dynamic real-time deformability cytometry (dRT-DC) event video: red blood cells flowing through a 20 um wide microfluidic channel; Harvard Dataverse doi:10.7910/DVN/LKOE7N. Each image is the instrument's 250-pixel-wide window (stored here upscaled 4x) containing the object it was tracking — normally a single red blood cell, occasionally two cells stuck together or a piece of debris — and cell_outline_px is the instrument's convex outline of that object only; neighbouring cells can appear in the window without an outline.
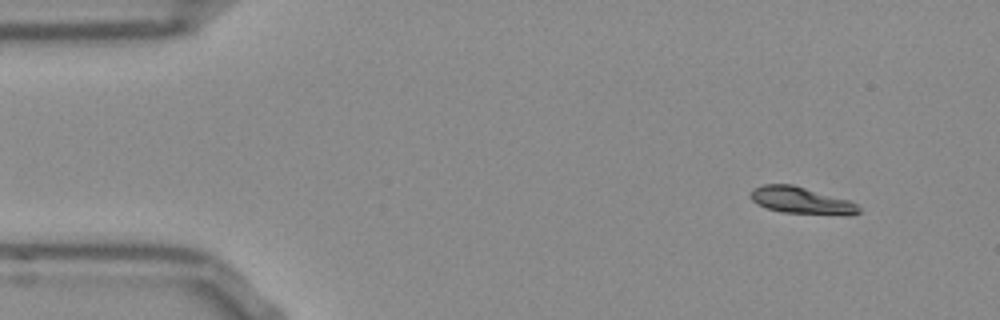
{"species": "Egyptian fruit bat (a non-hibernating species)", "species_latin": "Rousettus aegyptiacus", "temperature_condition": "room temperature", "stored_images_in_passage": 50, "segment_of_instrument_passage": [1, 2], "camera_frame_rate_fps": 3000, "um_per_image_px": 0.085, "frame": {"image": 1, "passage_image": 1, "time_ms": 0.0, "image_size_px": [1000, 320], "cell_outline_px": [[860, 212], [848, 216], [844, 216], [784, 212], [768, 208], [756, 204], [752, 200], [752, 188], [764, 184], [792, 184], [848, 200], [856, 204], [860, 208]], "centroid_in_image_um": [68.14, 17.05], "position_along_channel_um": 16.9, "area_um2": 16.88}}
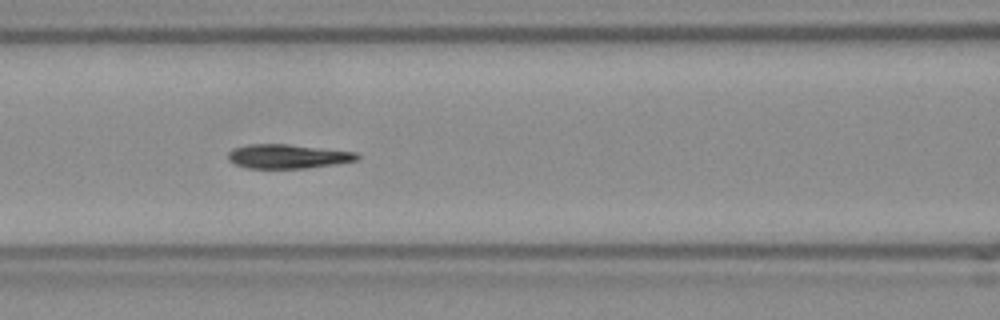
{"frame": {"image": 2, "passage_image": 18, "time_ms": 5.667, "image_size_px": [1000, 320], "cell_outline_px": [[360, 156], [356, 160], [336, 164], [308, 168], [248, 168], [236, 164], [228, 160], [228, 152], [232, 148], [248, 144], [288, 144], [356, 152]], "centroid_in_image_um": [24.44, 13.29], "position_along_channel_um": 142.2, "area_um2": 18.15}}
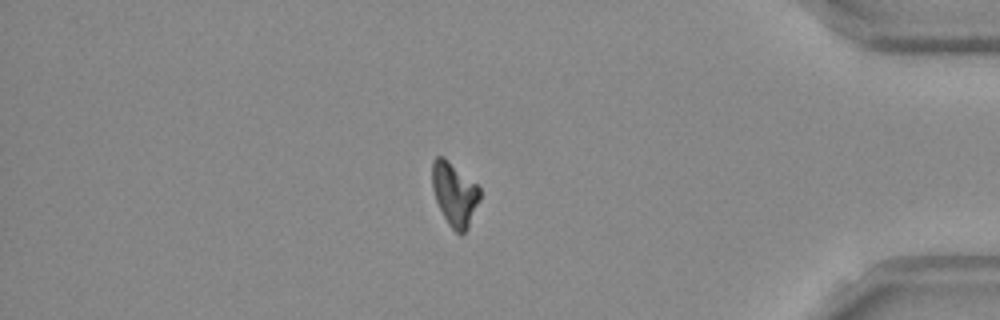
{"frame": {"image": 3, "passage_image": 41, "time_ms": 13.333, "image_size_px": [1000, 320], "cell_outline_px": [[480, 200], [468, 228], [460, 236], [448, 224], [436, 200], [432, 188], [432, 160], [436, 156], [444, 156], [476, 184], [480, 188]], "centroid_in_image_um": [38.63, 16.49], "position_along_channel_um": 396.6, "area_um2": 17.63}}